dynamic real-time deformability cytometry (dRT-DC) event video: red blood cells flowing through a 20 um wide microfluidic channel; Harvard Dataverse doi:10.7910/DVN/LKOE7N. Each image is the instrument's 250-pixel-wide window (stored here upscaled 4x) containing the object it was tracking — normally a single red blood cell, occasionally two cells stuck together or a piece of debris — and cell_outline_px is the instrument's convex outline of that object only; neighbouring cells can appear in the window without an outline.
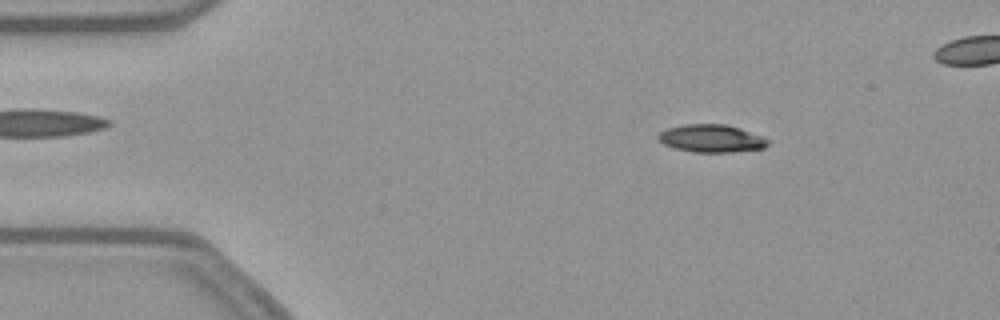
{"species": "common noctule bat (a hibernating species)", "species_latin": "Nyctalus noctula", "temperature_condition": "warm", "stored_images_in_passage": 49, "camera_frame_rate_fps": 3000, "um_per_image_px": 0.085, "animal": {"sex": "female", "body_mass_g": 21.9}, "frame": {"image": 1, "passage_image": 7, "time_ms": 2.0, "image_size_px": [1000, 320], "cell_outline_px": [[768, 144], [764, 148], [732, 152], [692, 152], [676, 148], [664, 144], [656, 136], [660, 132], [668, 128], [684, 124], [724, 124], [740, 128], [764, 136], [768, 140]], "centroid_in_image_um": [60.49, 11.76], "position_along_channel_um": 24.5, "area_um2": 17.69}}
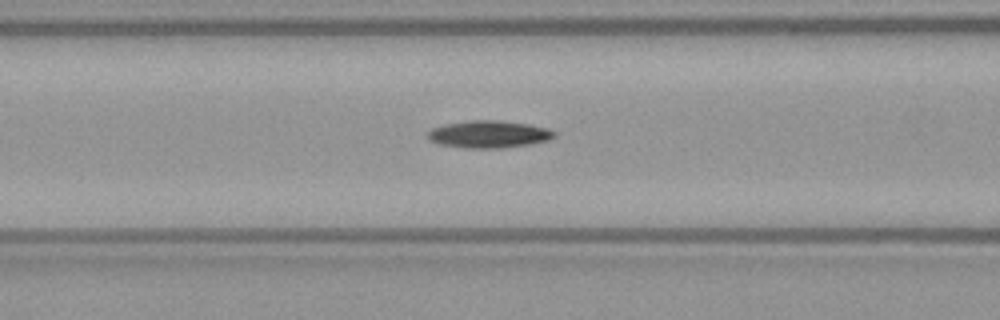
{"frame": {"image": 2, "passage_image": 20, "time_ms": 6.333, "image_size_px": [1000, 320], "cell_outline_px": [[556, 136], [548, 140], [532, 144], [504, 148], [464, 148], [440, 144], [428, 140], [428, 132], [432, 128], [444, 124], [468, 120], [500, 120], [528, 124], [548, 128], [556, 132]], "centroid_in_image_um": [41.56, 11.41], "position_along_channel_um": 125.0, "area_um2": 20.35}}
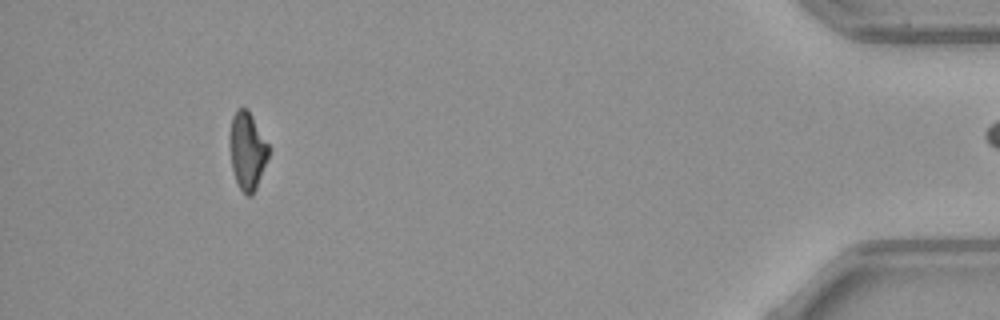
{"frame": {"image": 3, "passage_image": 48, "time_ms": 15.667, "image_size_px": [1000, 320], "cell_outline_px": [[268, 156], [256, 188], [252, 196], [248, 196], [240, 188], [236, 180], [232, 168], [228, 144], [232, 116], [236, 108], [248, 108], [268, 144]], "centroid_in_image_um": [20.99, 12.77], "position_along_channel_um": 414.2, "area_um2": 17.51}}